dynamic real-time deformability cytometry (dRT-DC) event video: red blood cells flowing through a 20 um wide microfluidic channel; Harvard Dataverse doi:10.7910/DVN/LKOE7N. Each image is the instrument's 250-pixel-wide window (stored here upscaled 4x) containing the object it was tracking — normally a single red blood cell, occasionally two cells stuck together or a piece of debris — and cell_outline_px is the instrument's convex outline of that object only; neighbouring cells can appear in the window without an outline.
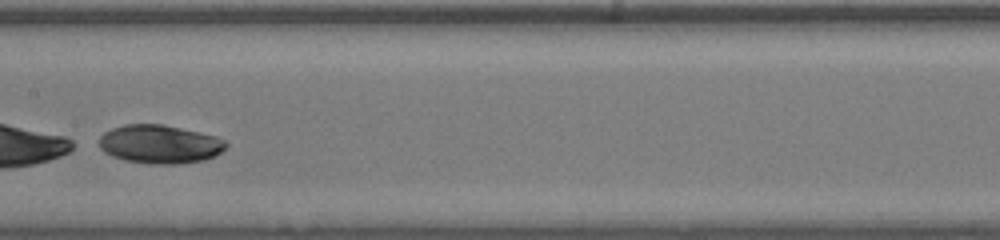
{"species": "human", "species_latin": "Homo sapiens", "temperature_condition": "room temperature", "stored_images_in_passage": 37, "segment_of_instrument_passage": [2, 2], "camera_frame_rate_fps": 3000, "um_per_image_px": 0.085, "donor": {"sex": "male"}, "frame": {"image": 1, "passage_image": 21, "time_ms": 6.667, "image_size_px": [1000, 240], "cell_outline_px": [[228, 144], [216, 156], [204, 160], [176, 164], [148, 164], [124, 160], [112, 156], [104, 152], [100, 148], [100, 136], [104, 132], [112, 128], [124, 124], [164, 124], [200, 132], [216, 136], [224, 140]], "centroid_in_image_um": [13.57, 12.25], "position_along_channel_um": 193.8, "area_um2": 28.67}}
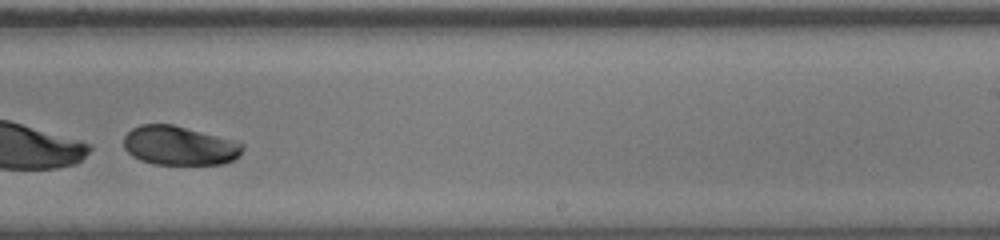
{"frame": {"image": 2, "passage_image": 27, "time_ms": 8.667, "image_size_px": [1000, 240], "cell_outline_px": [[244, 148], [240, 156], [224, 164], [152, 164], [140, 160], [132, 156], [124, 148], [124, 136], [132, 128], [140, 124], [172, 124], [236, 140], [244, 144]], "centroid_in_image_um": [15.26, 12.38], "position_along_channel_um": 273.7, "area_um2": 27.34}}
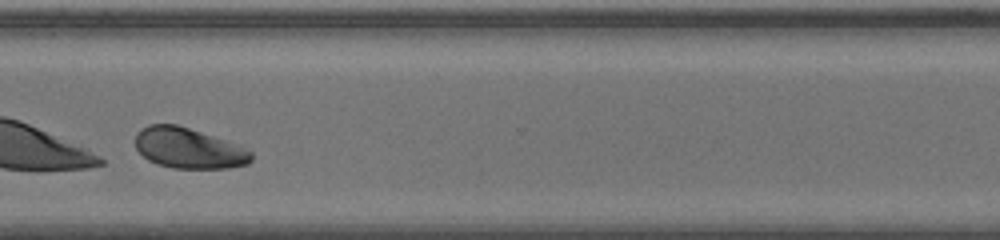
{"frame": {"image": 3, "passage_image": 33, "time_ms": 10.667, "image_size_px": [1000, 240], "cell_outline_px": [[252, 160], [248, 164], [228, 168], [172, 168], [156, 164], [148, 160], [136, 148], [136, 132], [140, 128], [148, 124], [176, 124], [224, 140], [252, 152]], "centroid_in_image_um": [15.98, 12.6], "position_along_channel_um": 354.6, "area_um2": 27.11}}